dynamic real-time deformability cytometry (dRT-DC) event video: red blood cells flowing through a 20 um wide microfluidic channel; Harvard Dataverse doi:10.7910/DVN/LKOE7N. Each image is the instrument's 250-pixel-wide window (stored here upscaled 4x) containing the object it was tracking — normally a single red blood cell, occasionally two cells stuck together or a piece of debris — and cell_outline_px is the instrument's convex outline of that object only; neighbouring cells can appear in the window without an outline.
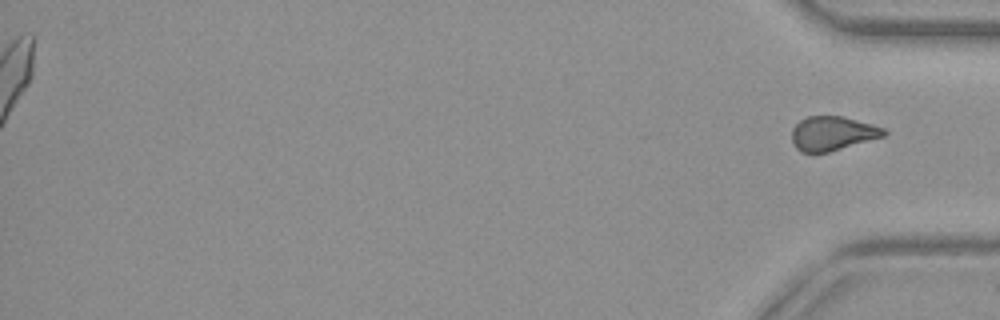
{"species": "common noctule bat (a hibernating species)", "species_latin": "Nyctalus noctula", "temperature_condition": "warm", "stored_images_in_passage": 38, "segment_of_instrument_passage": [2, 2], "camera_frame_rate_fps": 3000, "um_per_image_px": 0.085, "animal": {"sex": "female", "body_mass_g": 29.2, "forearm_length_mm": 56.3}, "frame": {"image": 1, "passage_image": 38, "time_ms": 12.333, "image_size_px": [1000, 320], "cell_outline_px": [[888, 132], [884, 136], [828, 152], [812, 156], [800, 152], [792, 144], [792, 128], [800, 120], [808, 116], [844, 116], [872, 124], [884, 128]], "centroid_in_image_um": [70.71, 11.37], "position_along_channel_um": 364.5, "area_um2": 18.73}}